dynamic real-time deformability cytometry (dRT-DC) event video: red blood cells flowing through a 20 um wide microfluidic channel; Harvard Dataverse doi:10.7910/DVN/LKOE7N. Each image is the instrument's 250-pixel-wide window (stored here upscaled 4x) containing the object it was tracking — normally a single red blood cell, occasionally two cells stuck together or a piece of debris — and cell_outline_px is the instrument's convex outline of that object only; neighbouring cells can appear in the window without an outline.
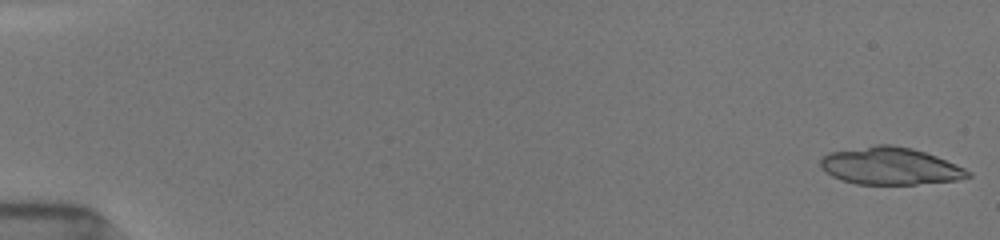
{"species": "common noctule bat (a hibernating species)", "species_latin": "Nyctalus noctula", "temperature_condition": "room temperature", "stored_images_in_passage": 26, "camera_frame_rate_fps": 3000, "um_per_image_px": 0.085, "animal": {"sex": "female", "body_mass_g": 19.5, "forearm_length_mm": 54.1}, "frame": {"image": 1, "passage_image": 1, "time_ms": 0.0, "image_size_px": [1000, 240], "cell_outline_px": [[972, 176], [956, 180], [916, 184], [856, 184], [832, 176], [820, 164], [820, 156], [828, 152], [876, 144], [892, 144], [912, 148], [936, 156], [964, 168], [972, 172]], "centroid_in_image_um": [75.65, 14.1], "position_along_channel_um": 9.3, "area_um2": 31.96}}
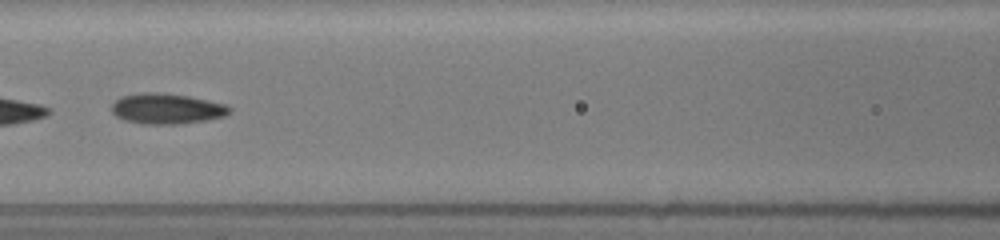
{"frame": {"image": 2, "passage_image": 14, "time_ms": 8.0, "image_size_px": [1000, 240], "cell_outline_px": [[232, 112], [224, 116], [204, 120], [176, 124], [140, 124], [124, 120], [116, 116], [112, 112], [112, 104], [120, 96], [140, 92], [156, 92], [188, 96], [228, 104], [232, 108]], "centroid_in_image_um": [14.17, 9.23], "position_along_channel_um": 152.4, "area_um2": 21.1}}
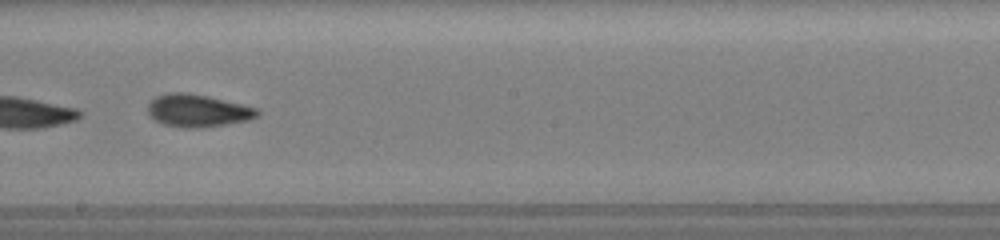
{"frame": {"image": 3, "passage_image": 19, "time_ms": 10.0, "image_size_px": [1000, 240], "cell_outline_px": [[260, 112], [256, 116], [248, 120], [228, 124], [196, 128], [184, 128], [164, 124], [156, 120], [148, 112], [148, 104], [156, 96], [168, 92], [188, 92], [208, 96], [260, 108]], "centroid_in_image_um": [16.83, 9.39], "position_along_channel_um": 231.4, "area_um2": 20.81}}